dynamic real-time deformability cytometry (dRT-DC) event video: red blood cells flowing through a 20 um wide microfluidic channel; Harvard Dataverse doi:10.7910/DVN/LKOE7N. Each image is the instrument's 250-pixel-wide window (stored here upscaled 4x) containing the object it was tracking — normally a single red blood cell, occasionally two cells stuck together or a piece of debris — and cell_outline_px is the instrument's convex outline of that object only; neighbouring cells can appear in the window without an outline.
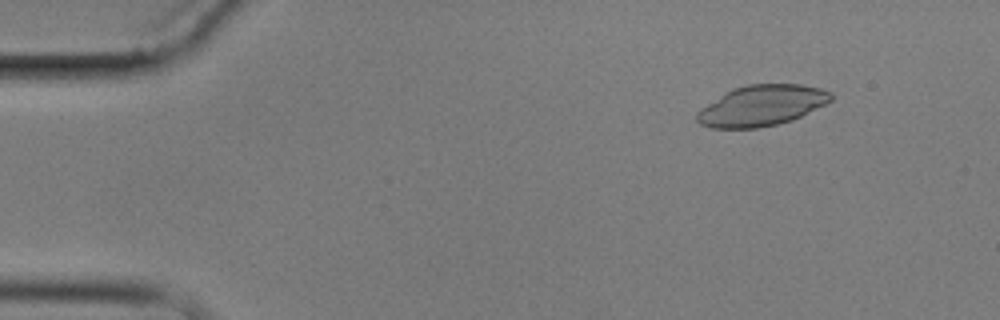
{"species": "common noctule bat (a hibernating species)", "species_latin": "Nyctalus noctula", "temperature_condition": "cold", "stored_images_in_passage": 6, "camera_frame_rate_fps": 3000, "um_per_image_px": 0.085, "animal": {"sex": "male", "body_mass_g": 17.9}, "frame": {"image": 1, "passage_image": 2, "time_ms": 1.0, "image_size_px": [1000, 320], "cell_outline_px": [[832, 100], [792, 120], [776, 124], [756, 128], [712, 128], [700, 124], [696, 120], [696, 112], [700, 108], [732, 88], [748, 84], [800, 84], [820, 88], [832, 92]], "centroid_in_image_um": [64.71, 8.97], "position_along_channel_um": 20.3, "area_um2": 31.67}}